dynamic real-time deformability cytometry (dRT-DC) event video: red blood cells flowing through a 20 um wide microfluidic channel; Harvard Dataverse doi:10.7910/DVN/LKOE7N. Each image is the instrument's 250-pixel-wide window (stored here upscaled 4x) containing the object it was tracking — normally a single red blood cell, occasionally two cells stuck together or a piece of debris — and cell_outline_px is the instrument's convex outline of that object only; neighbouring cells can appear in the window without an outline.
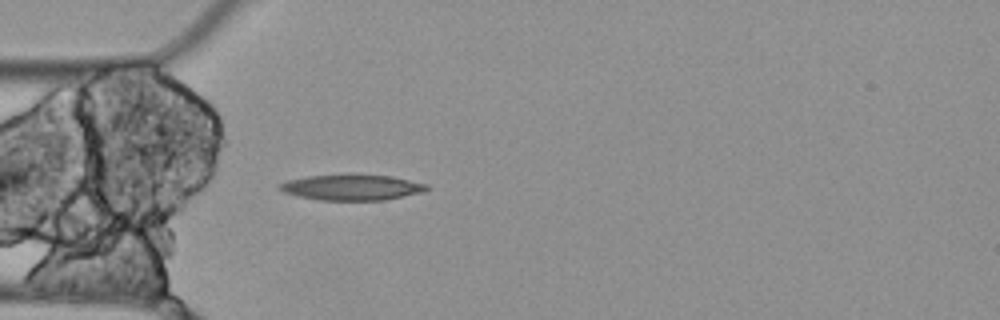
{"species": "Egyptian fruit bat (a non-hibernating species)", "species_latin": "Rousettus aegyptiacus", "temperature_condition": "cold", "stored_images_in_passage": 4, "camera_frame_rate_fps": 3000, "um_per_image_px": 0.085, "animal": {"sex": "female"}, "frame": {"image": 1, "passage_image": 4, "time_ms": 1.0, "image_size_px": [1000, 320], "cell_outline_px": [[428, 188], [424, 192], [384, 200], [320, 200], [300, 196], [284, 192], [276, 188], [276, 184], [288, 180], [308, 176], [348, 172], [352, 172], [392, 176], [428, 184]], "centroid_in_image_um": [29.89, 15.88], "position_along_channel_um": 55.1, "area_um2": 22.77}}